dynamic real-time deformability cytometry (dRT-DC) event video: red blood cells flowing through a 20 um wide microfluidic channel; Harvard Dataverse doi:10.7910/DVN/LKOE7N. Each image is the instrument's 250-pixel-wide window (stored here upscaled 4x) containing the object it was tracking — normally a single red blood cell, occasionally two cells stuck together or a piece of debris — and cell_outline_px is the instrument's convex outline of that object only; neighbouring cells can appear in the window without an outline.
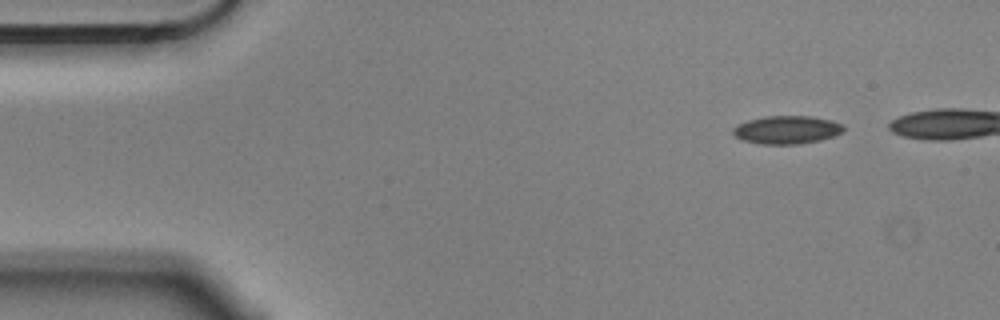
{"species": "Egyptian fruit bat (a non-hibernating species)", "species_latin": "Rousettus aegyptiacus", "temperature_condition": "cold", "stored_images_in_passage": 6, "segment_of_instrument_passage": [1, 2], "camera_frame_rate_fps": 3000, "um_per_image_px": 0.085, "animal": {"sex": "male"}, "frame": {"image": 1, "passage_image": 1, "time_ms": 0.0, "image_size_px": [1000, 320], "cell_outline_px": [[844, 128], [840, 132], [832, 136], [820, 140], [796, 144], [760, 144], [740, 140], [732, 132], [732, 128], [736, 124], [748, 120], [764, 116], [812, 116], [832, 120], [844, 124]], "centroid_in_image_um": [66.83, 11.02], "position_along_channel_um": 18.2, "area_um2": 18.21}}
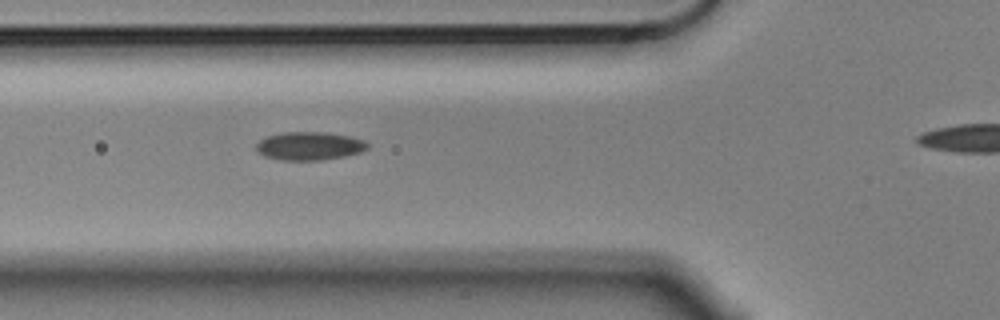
{"frame": {"image": 2, "passage_image": 5, "time_ms": 1.333, "image_size_px": [1000, 320], "cell_outline_px": [[368, 148], [360, 152], [344, 156], [320, 160], [280, 160], [264, 156], [256, 152], [256, 144], [260, 140], [268, 136], [284, 132], [328, 132], [348, 136], [364, 140], [368, 144]], "centroid_in_image_um": [26.28, 12.41], "position_along_channel_um": 99.5, "area_um2": 18.32}}